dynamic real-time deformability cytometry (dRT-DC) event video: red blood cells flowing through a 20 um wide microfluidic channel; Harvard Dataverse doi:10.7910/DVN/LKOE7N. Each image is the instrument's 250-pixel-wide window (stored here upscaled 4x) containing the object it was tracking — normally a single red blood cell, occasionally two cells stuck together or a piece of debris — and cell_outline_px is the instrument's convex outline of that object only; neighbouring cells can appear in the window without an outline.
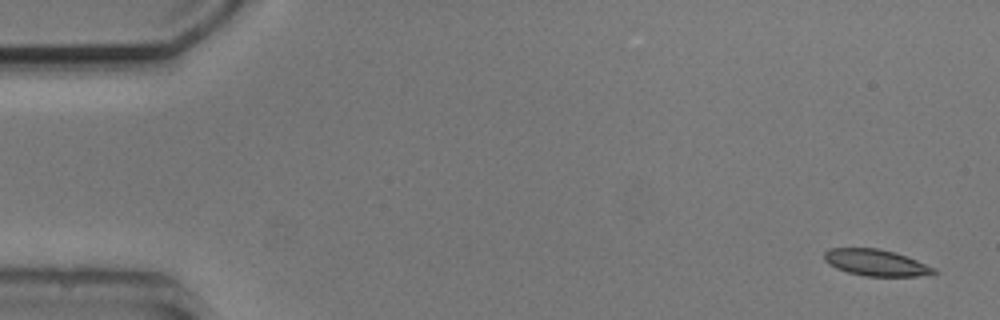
{"species": "common noctule bat (a hibernating species)", "species_latin": "Nyctalus noctula", "temperature_condition": "cold", "stored_images_in_passage": 6, "camera_frame_rate_fps": 3000, "um_per_image_px": 0.085, "animal": {"sex": "male", "body_mass_g": 20.5, "forearm_length_mm": 52.5}, "frame": {"image": 1, "passage_image": 1, "time_ms": 0.0, "image_size_px": [1000, 320], "cell_outline_px": [[940, 272], [916, 276], [864, 276], [848, 272], [836, 268], [828, 264], [824, 260], [824, 252], [828, 248], [880, 248], [916, 260], [936, 268]], "centroid_in_image_um": [74.42, 22.32], "position_along_channel_um": 10.6, "area_um2": 16.82}}